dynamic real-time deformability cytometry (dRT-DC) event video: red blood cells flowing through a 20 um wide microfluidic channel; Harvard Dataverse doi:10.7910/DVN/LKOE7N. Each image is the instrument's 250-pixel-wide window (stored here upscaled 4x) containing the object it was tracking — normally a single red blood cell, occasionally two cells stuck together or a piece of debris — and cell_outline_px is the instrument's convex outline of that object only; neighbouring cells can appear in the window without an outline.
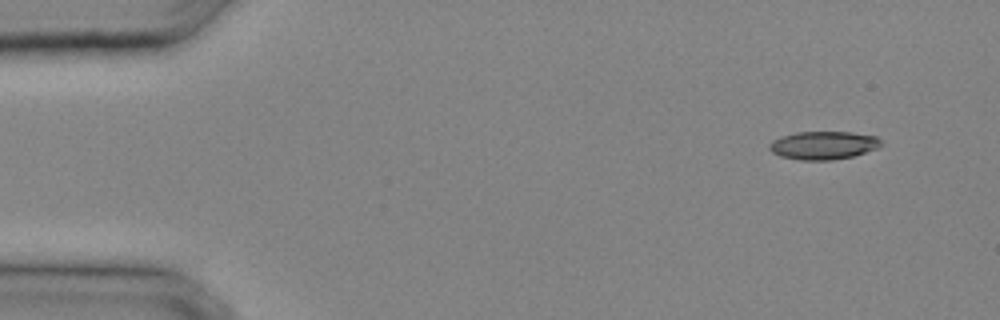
{"species": "common noctule bat (a hibernating species)", "species_latin": "Nyctalus noctula", "temperature_condition": "cold", "stored_images_in_passage": 29, "camera_frame_rate_fps": 3000, "um_per_image_px": 0.085, "animal": {"sex": "male", "body_mass_g": 20.4}, "frame": {"image": 1, "passage_image": 1, "time_ms": 0.0, "image_size_px": [1000, 320], "cell_outline_px": [[880, 144], [876, 148], [852, 156], [832, 160], [800, 160], [780, 156], [772, 152], [768, 148], [768, 144], [772, 140], [796, 132], [852, 132], [876, 136], [880, 140]], "centroid_in_image_um": [69.94, 12.35], "position_along_channel_um": 15.1, "area_um2": 18.15}}
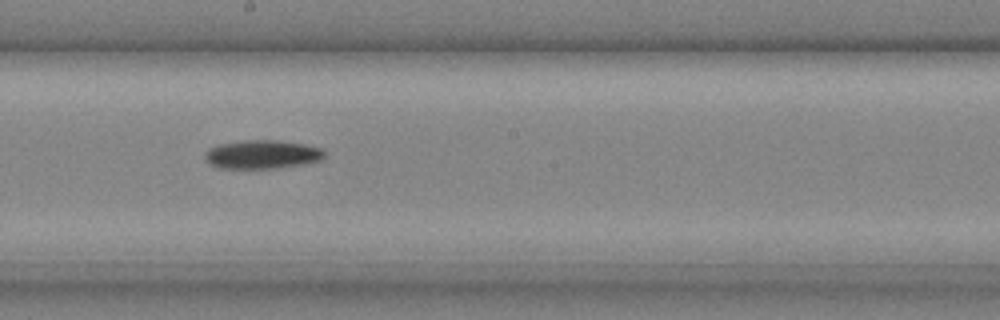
{"frame": {"image": 2, "passage_image": 16, "time_ms": 5.0, "image_size_px": [1000, 320], "cell_outline_px": [[324, 160], [304, 164], [276, 168], [220, 168], [208, 164], [204, 160], [204, 152], [208, 148], [220, 144], [244, 140], [280, 140], [304, 144], [320, 148], [324, 152]], "centroid_in_image_um": [22.26, 13.13], "position_along_channel_um": 225.9, "area_um2": 20.17}}
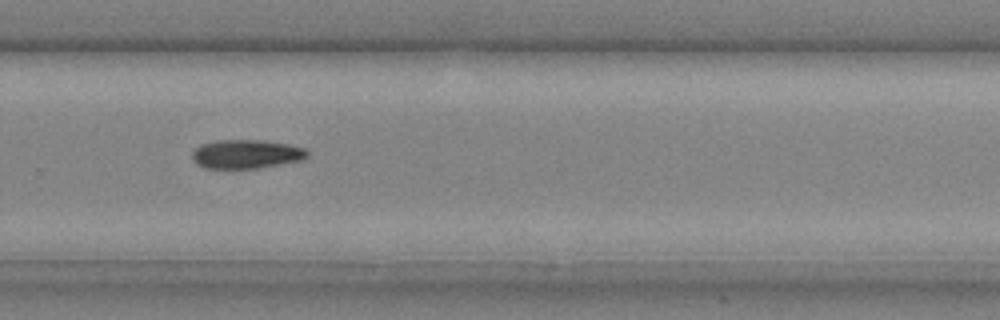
{"frame": {"image": 3, "passage_image": 20, "time_ms": 6.333, "image_size_px": [1000, 320], "cell_outline_px": [[308, 156], [304, 160], [256, 168], [204, 168], [196, 164], [192, 160], [192, 152], [200, 144], [216, 140], [264, 140], [288, 144], [304, 148], [308, 152]], "centroid_in_image_um": [20.91, 13.09], "position_along_channel_um": 308.9, "area_um2": 19.48}}